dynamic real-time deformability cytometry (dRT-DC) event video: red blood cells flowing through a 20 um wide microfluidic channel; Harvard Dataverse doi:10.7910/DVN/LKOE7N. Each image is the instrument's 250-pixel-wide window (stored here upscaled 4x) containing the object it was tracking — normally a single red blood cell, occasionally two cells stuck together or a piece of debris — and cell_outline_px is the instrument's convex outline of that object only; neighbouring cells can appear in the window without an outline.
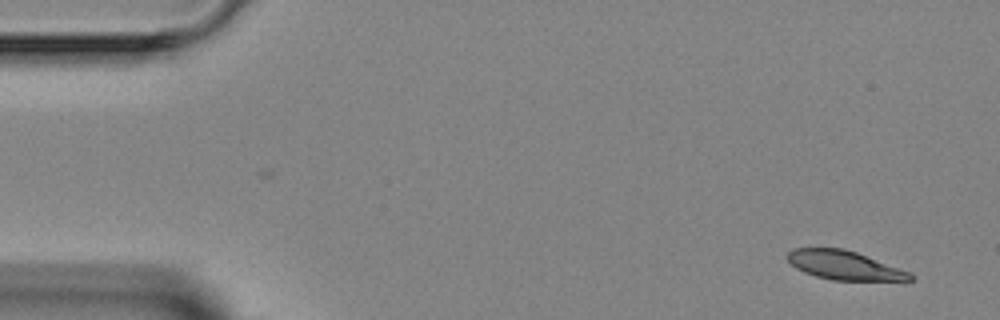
{"species": "Egyptian fruit bat (a non-hibernating species)", "species_latin": "Rousettus aegyptiacus", "temperature_condition": "room temperature", "stored_images_in_passage": 4, "camera_frame_rate_fps": 3000, "um_per_image_px": 0.085, "animal": {"sex": "female"}, "frame": {"image": 1, "passage_image": 1, "time_ms": 0.0, "image_size_px": [1000, 320], "cell_outline_px": [[916, 276], [912, 280], [832, 280], [816, 276], [804, 272], [796, 268], [784, 256], [792, 248], [844, 248], [856, 252], [908, 272]], "centroid_in_image_um": [71.7, 22.54], "position_along_channel_um": 13.3, "area_um2": 20.4}}
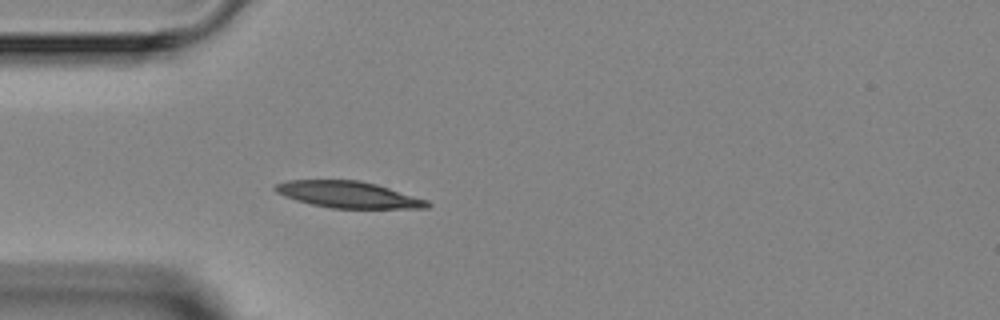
{"frame": {"image": 2, "passage_image": 4, "time_ms": 3.667, "image_size_px": [1000, 320], "cell_outline_px": [[432, 204], [428, 208], [332, 208], [312, 204], [296, 200], [284, 196], [276, 192], [272, 188], [276, 184], [288, 180], [360, 180], [376, 184], [428, 200]], "centroid_in_image_um": [29.6, 16.54], "position_along_channel_um": 55.4, "area_um2": 23.41}}